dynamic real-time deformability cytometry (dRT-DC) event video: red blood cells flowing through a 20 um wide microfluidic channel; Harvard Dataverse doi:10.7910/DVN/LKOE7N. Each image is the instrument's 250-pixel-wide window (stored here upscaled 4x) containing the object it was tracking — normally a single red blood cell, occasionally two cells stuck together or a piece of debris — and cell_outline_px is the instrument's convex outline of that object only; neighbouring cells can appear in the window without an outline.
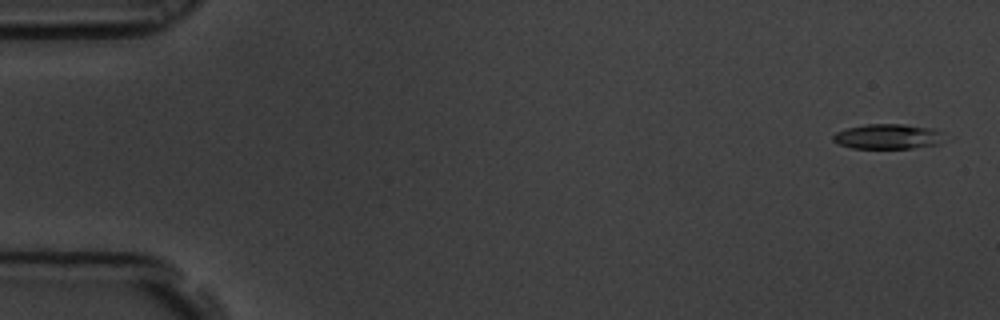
{"species": "common noctule bat (a hibernating species)", "species_latin": "Nyctalus noctula", "temperature_condition": "room temperature", "stored_images_in_passage": 60, "camera_frame_rate_fps": 3000, "um_per_image_px": 0.085, "animal": {"sex": "male", "body_mass_g": 19.5, "forearm_length_mm": 54.6}, "frame": {"image": 1, "passage_image": 3, "time_ms": 0.667, "image_size_px": [1000, 320], "cell_outline_px": [[940, 144], [912, 148], [852, 148], [840, 144], [832, 140], [832, 136], [836, 132], [848, 128], [868, 124], [904, 124], [932, 128], [940, 132]], "centroid_in_image_um": [75.43, 11.6], "position_along_channel_um": 9.6, "area_um2": 15.95}}
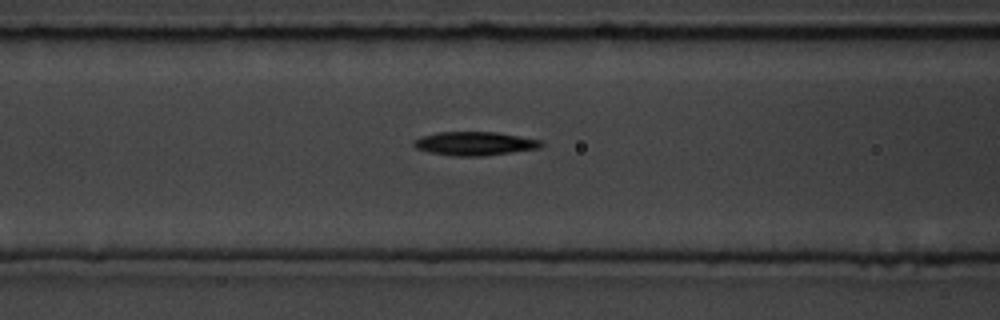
{"frame": {"image": 2, "passage_image": 25, "time_ms": 8.0, "image_size_px": [1000, 320], "cell_outline_px": [[544, 144], [540, 148], [484, 156], [452, 156], [428, 152], [416, 148], [412, 144], [412, 140], [420, 136], [436, 132], [496, 132], [540, 140]], "centroid_in_image_um": [40.29, 12.2], "position_along_channel_um": 126.3, "area_um2": 17.69}}
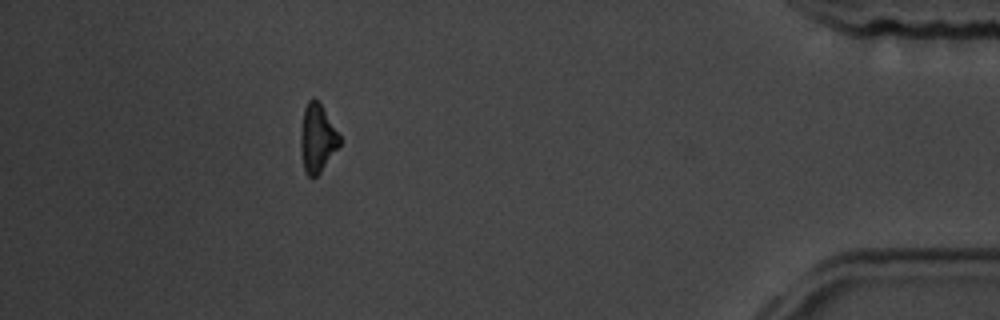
{"frame": {"image": 3, "passage_image": 54, "time_ms": 17.667, "image_size_px": [1000, 320], "cell_outline_px": [[340, 144], [320, 172], [316, 176], [308, 176], [304, 172], [300, 144], [300, 136], [304, 108], [308, 100], [312, 96], [320, 104], [340, 136]], "centroid_in_image_um": [26.94, 11.75], "position_along_channel_um": 408.3, "area_um2": 15.14}, "authors_computed_cell_mechanics": {"area_um2": 16.9932, "velocity_mm_per_s": 3.4697, "shape_relaxation_time_tau1_ms": 3.1013, "shape_relaxation_time_tau2_ms": null, "deformation_change_tau1": 0.1214, "deformation_change_tau2": null}}